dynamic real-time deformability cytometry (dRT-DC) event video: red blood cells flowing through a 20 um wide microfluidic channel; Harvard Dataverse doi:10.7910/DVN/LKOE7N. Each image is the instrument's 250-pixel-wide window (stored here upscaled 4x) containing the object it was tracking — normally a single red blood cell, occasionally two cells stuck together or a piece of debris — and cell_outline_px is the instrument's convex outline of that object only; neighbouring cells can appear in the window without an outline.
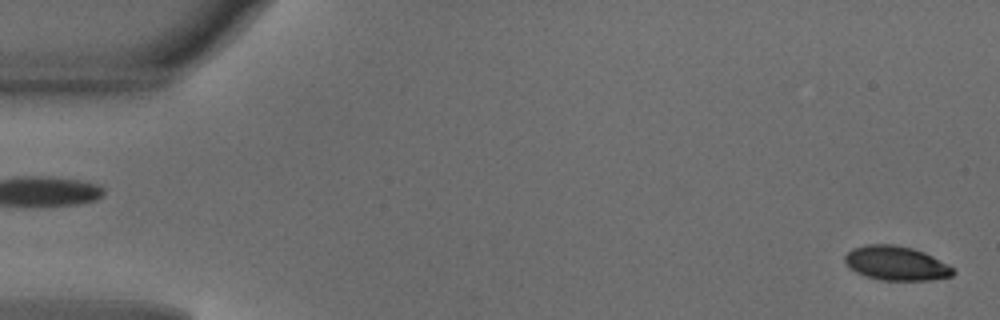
{"species": "common noctule bat (a hibernating species)", "species_latin": "Nyctalus noctula", "temperature_condition": "warm", "stored_images_in_passage": 32, "camera_frame_rate_fps": 3000, "um_per_image_px": 0.085, "animal": {"sex": "male", "body_mass_g": 18.8}, "frame": {"image": 1, "passage_image": 1, "time_ms": 0.0, "image_size_px": [1000, 320], "cell_outline_px": [[956, 272], [952, 276], [928, 280], [880, 280], [864, 276], [848, 268], [844, 260], [844, 256], [852, 248], [864, 244], [896, 244], [912, 248], [924, 252], [932, 256], [952, 268]], "centroid_in_image_um": [76.11, 22.37], "position_along_channel_um": 8.9, "area_um2": 21.68}}
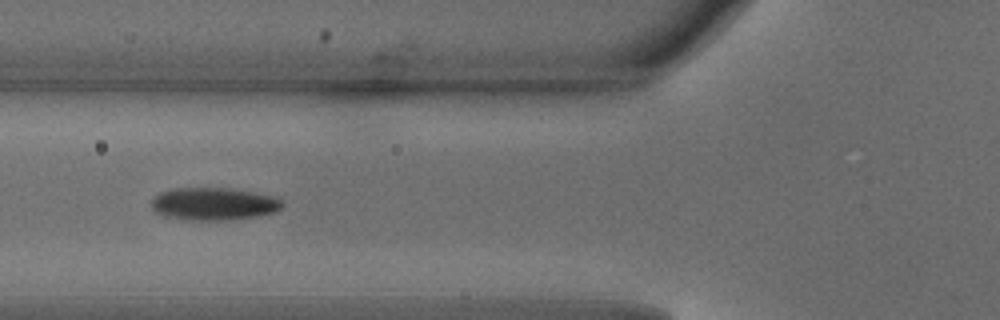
{"frame": {"image": 2, "passage_image": 18, "time_ms": 5.667, "image_size_px": [1000, 320], "cell_outline_px": [[284, 204], [276, 212], [260, 216], [224, 220], [184, 220], [164, 216], [156, 212], [152, 208], [152, 200], [160, 192], [176, 188], [228, 188], [252, 192], [272, 196], [284, 200]], "centroid_in_image_um": [18.19, 17.34], "position_along_channel_um": 107.6, "area_um2": 24.91}}
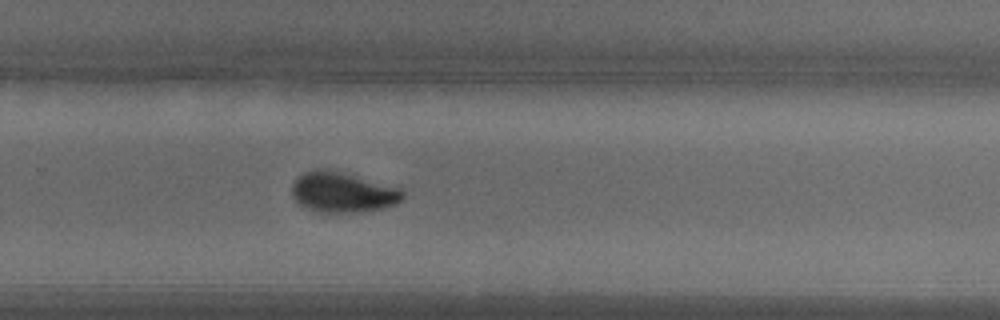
{"frame": {"image": 3, "passage_image": 32, "time_ms": 10.333, "image_size_px": [1000, 320], "cell_outline_px": [[404, 196], [396, 204], [384, 208], [360, 212], [320, 212], [300, 208], [296, 204], [292, 196], [292, 184], [304, 172], [336, 172], [400, 188], [404, 192]], "centroid_in_image_um": [29.1, 16.42], "position_along_channel_um": 300.7, "area_um2": 25.26}}